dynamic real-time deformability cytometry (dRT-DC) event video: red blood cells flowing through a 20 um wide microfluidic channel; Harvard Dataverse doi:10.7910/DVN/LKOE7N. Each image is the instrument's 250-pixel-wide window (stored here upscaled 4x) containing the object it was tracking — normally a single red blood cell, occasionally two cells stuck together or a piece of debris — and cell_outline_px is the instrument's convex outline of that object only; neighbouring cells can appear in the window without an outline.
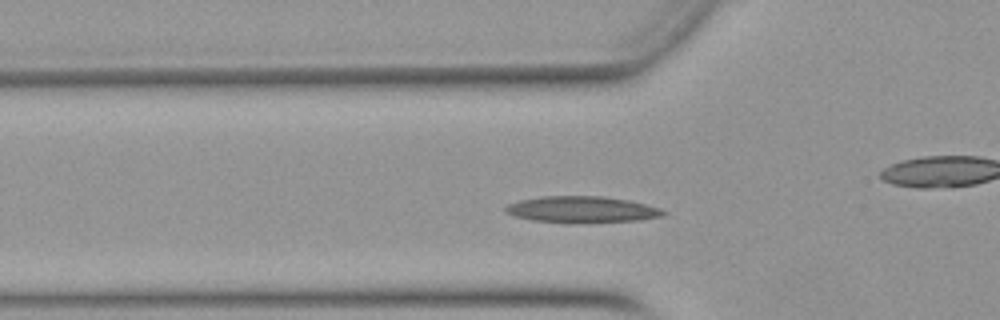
{"species": "Egyptian fruit bat (a non-hibernating species)", "species_latin": "Rousettus aegyptiacus", "temperature_condition": "warm", "stored_images_in_passage": 38, "camera_frame_rate_fps": 3000, "um_per_image_px": 0.085, "animal": {"sex": "female"}, "frame": {"image": 1, "passage_image": 10, "time_ms": 3.0, "image_size_px": [1000, 320], "cell_outline_px": [[668, 212], [664, 216], [636, 220], [580, 224], [532, 220], [516, 216], [504, 212], [504, 208], [508, 204], [520, 200], [544, 196], [604, 196], [628, 200], [660, 208]], "centroid_in_image_um": [49.47, 17.82], "position_along_channel_um": 76.3, "area_um2": 24.45}}
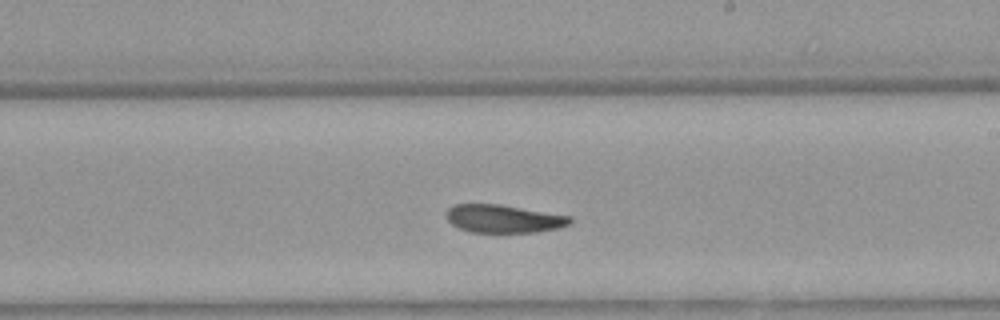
{"frame": {"image": 2, "passage_image": 23, "time_ms": 7.333, "image_size_px": [1000, 320], "cell_outline_px": [[572, 220], [568, 224], [560, 228], [536, 232], [468, 232], [456, 228], [444, 216], [444, 212], [452, 204], [500, 204], [572, 216]], "centroid_in_image_um": [42.75, 18.59], "position_along_channel_um": 246.3, "area_um2": 20.52}}
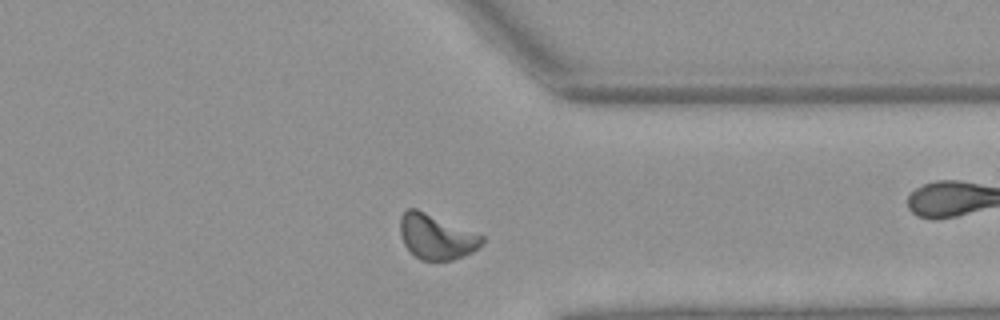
{"frame": {"image": 3, "passage_image": 33, "time_ms": 10.667, "image_size_px": [1000, 320], "cell_outline_px": [[484, 240], [472, 252], [464, 256], [452, 260], [420, 260], [404, 244], [400, 236], [400, 216], [408, 208], [416, 208], [484, 236]], "centroid_in_image_um": [37.06, 20.12], "position_along_channel_um": 374.3, "area_um2": 21.21}, "authors_computed_cell_mechanics": {"area_um2": 21.4438, "velocity_mm_per_s": 3.9301, "shape_relaxation_time_tau1_ms": 11.2713, "shape_relaxation_time_tau2_ms": 3.847, "deformation_change_tau1": 0.2679, "deformation_change_tau2": 0.1003}}